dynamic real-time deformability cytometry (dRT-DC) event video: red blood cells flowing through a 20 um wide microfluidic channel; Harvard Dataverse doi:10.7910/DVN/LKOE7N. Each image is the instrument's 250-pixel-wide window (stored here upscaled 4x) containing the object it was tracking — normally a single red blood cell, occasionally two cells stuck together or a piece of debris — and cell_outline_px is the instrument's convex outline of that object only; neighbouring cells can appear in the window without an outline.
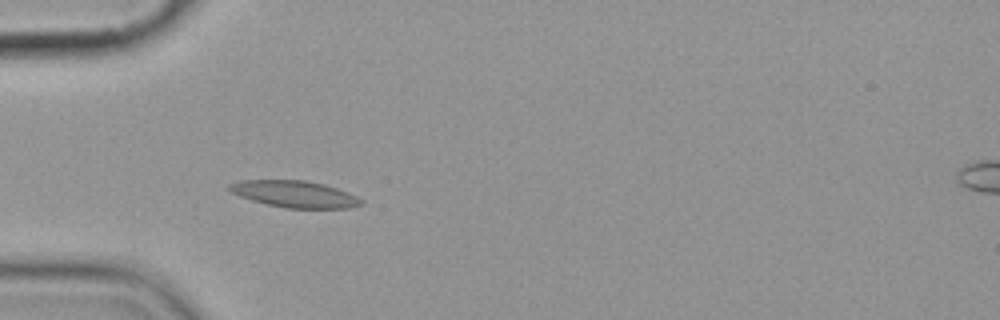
{"species": "common noctule bat (a hibernating species)", "species_latin": "Nyctalus noctula", "temperature_condition": "cold", "stored_images_in_passage": 6, "camera_frame_rate_fps": 3000, "um_per_image_px": 0.085, "animal": {"sex": "female", "body_mass_g": 19.9}, "frame": {"image": 1, "passage_image": 4, "time_ms": 3.667, "image_size_px": [1000, 320], "cell_outline_px": [[364, 204], [348, 208], [284, 208], [252, 200], [240, 196], [232, 192], [228, 188], [228, 184], [240, 180], [304, 180], [324, 184], [336, 188], [356, 196], [364, 200]], "centroid_in_image_um": [25.05, 16.49], "position_along_channel_um": 59.9, "area_um2": 20.4}}
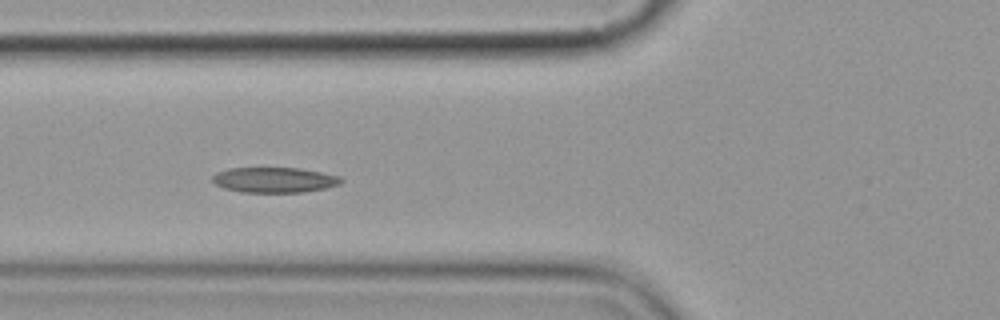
{"frame": {"image": 2, "passage_image": 5, "time_ms": 5.0, "image_size_px": [1000, 320], "cell_outline_px": [[344, 180], [340, 184], [324, 188], [304, 192], [240, 192], [224, 188], [216, 184], [212, 180], [212, 176], [216, 172], [232, 168], [300, 168], [340, 176]], "centroid_in_image_um": [23.32, 15.29], "position_along_channel_um": 102.5, "area_um2": 18.9}}
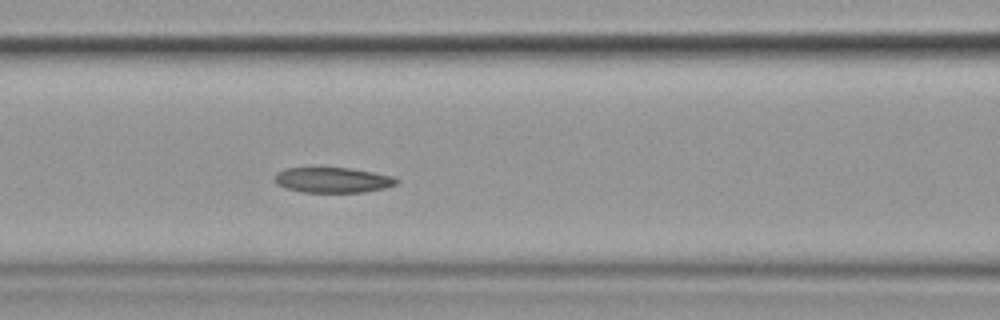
{"frame": {"image": 3, "passage_image": 6, "time_ms": 6.0, "image_size_px": [1000, 320], "cell_outline_px": [[400, 180], [396, 184], [384, 188], [364, 192], [300, 192], [284, 188], [276, 184], [272, 180], [276, 172], [284, 168], [352, 168], [392, 176]], "centroid_in_image_um": [28.22, 15.3], "position_along_channel_um": 138.4, "area_um2": 18.15}}